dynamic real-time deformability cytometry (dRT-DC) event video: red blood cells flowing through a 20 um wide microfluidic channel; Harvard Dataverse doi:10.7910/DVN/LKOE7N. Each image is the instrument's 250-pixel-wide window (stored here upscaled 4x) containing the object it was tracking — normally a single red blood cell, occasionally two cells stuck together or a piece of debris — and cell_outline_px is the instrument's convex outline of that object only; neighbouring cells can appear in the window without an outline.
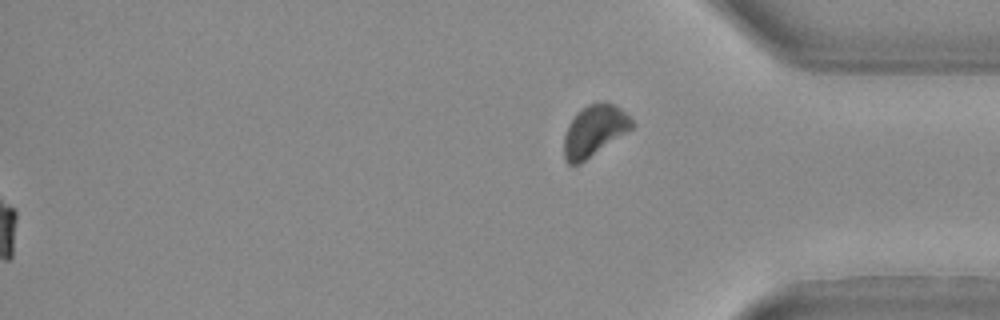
{"species": "Egyptian fruit bat (a non-hibernating species)", "species_latin": "Rousettus aegyptiacus", "temperature_condition": "warm", "stored_images_in_passage": 31, "segment_of_instrument_passage": [2, 2], "camera_frame_rate_fps": 3000, "um_per_image_px": 0.085, "animal": {"sex": "female"}, "frame": {"image": 1, "passage_image": 31, "time_ms": 10.0, "image_size_px": [1000, 320], "cell_outline_px": [[632, 128], [580, 164], [568, 164], [564, 160], [564, 136], [568, 124], [576, 112], [588, 104], [596, 100], [604, 100], [620, 108], [632, 120]], "centroid_in_image_um": [50.47, 11.08], "position_along_channel_um": 384.7, "area_um2": 20.23}}